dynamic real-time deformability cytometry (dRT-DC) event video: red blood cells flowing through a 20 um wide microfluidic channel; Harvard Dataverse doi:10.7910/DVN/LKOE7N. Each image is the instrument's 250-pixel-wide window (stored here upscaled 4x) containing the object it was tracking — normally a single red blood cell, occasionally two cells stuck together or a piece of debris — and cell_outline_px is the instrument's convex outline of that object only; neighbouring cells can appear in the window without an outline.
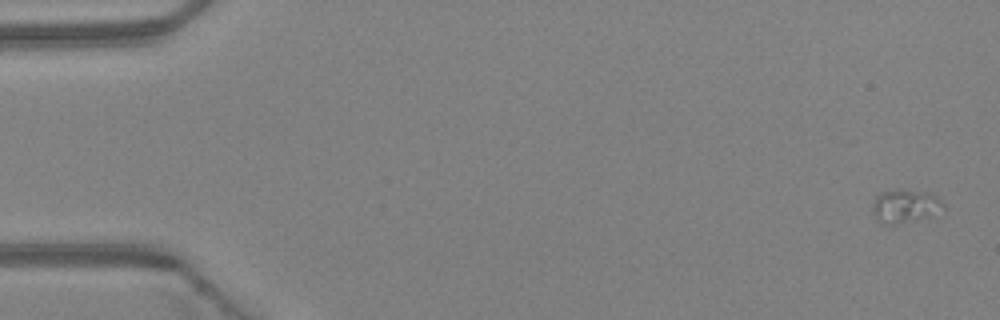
{"species": "Egyptian fruit bat (a non-hibernating species)", "species_latin": "Rousettus aegyptiacus", "temperature_condition": "warm", "stored_images_in_passage": 6, "camera_frame_rate_fps": 3000, "um_per_image_px": 0.085, "animal": {"sex": "female"}, "frame": {"image": 1, "passage_image": 1, "time_ms": 0.0, "image_size_px": [1000, 320], "cell_outline_px": [[944, 208], [932, 216], [916, 220], [892, 224], [880, 224], [872, 212], [872, 204], [876, 196], [880, 192], [896, 188], [928, 192], [936, 196], [944, 204]], "centroid_in_image_um": [76.91, 17.5], "position_along_channel_um": 8.1, "area_um2": 14.05}}